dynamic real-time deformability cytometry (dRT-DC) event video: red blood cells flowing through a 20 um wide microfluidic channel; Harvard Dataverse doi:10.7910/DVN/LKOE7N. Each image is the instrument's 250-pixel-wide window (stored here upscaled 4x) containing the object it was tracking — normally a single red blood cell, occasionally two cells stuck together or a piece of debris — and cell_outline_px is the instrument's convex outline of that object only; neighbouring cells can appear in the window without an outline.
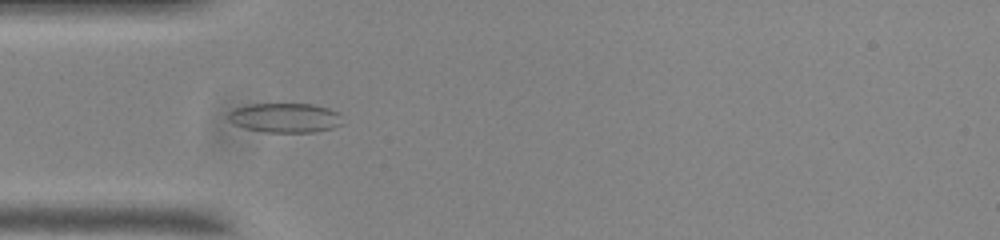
{"species": "common noctule bat (a hibernating species)", "species_latin": "Nyctalus noctula", "temperature_condition": "room temperature", "stored_images_in_passage": 53, "camera_frame_rate_fps": 3000, "um_per_image_px": 0.085, "animal": {"sex": "male", "body_mass_g": 20.0, "forearm_length_mm": 53.3}, "frame": {"image": 1, "passage_image": 15, "time_ms": 4.667, "image_size_px": [1000, 240], "cell_outline_px": [[344, 124], [332, 128], [312, 132], [264, 132], [244, 128], [228, 120], [228, 112], [232, 108], [248, 104], [312, 104], [328, 108], [340, 112]], "centroid_in_image_um": [24.24, 10.0], "position_along_channel_um": 60.8, "area_um2": 19.88}}
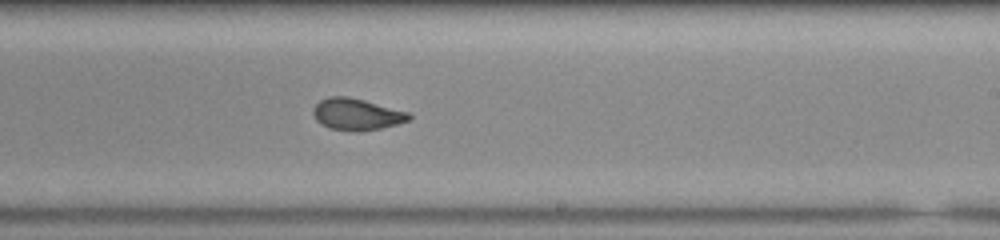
{"frame": {"image": 2, "passage_image": 31, "time_ms": 10.0, "image_size_px": [1000, 240], "cell_outline_px": [[412, 116], [408, 120], [396, 124], [380, 128], [356, 132], [348, 132], [328, 128], [320, 124], [316, 120], [312, 112], [312, 108], [320, 100], [328, 96], [348, 96], [364, 100], [408, 112]], "centroid_in_image_um": [30.25, 9.72], "position_along_channel_um": 258.7, "area_um2": 17.8}}
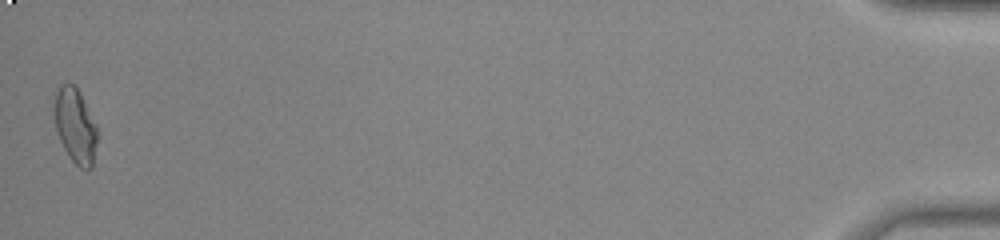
{"frame": {"image": 3, "passage_image": 53, "time_ms": 17.333, "image_size_px": [1000, 240], "cell_outline_px": [[96, 144], [92, 168], [80, 168], [68, 156], [56, 132], [56, 92], [60, 84], [72, 84], [80, 92], [96, 124]], "centroid_in_image_um": [6.42, 10.71], "position_along_channel_um": 428.8, "area_um2": 18.21}, "authors_computed_cell_mechanics": {"area_um2": 18.207, "velocity_mm_per_s": 3.7217, "shape_relaxation_time_tau1_ms": null, "shape_relaxation_time_tau2_ms": 1.3934, "deformation_change_tau1": null, "deformation_change_tau2": 0.0736}}